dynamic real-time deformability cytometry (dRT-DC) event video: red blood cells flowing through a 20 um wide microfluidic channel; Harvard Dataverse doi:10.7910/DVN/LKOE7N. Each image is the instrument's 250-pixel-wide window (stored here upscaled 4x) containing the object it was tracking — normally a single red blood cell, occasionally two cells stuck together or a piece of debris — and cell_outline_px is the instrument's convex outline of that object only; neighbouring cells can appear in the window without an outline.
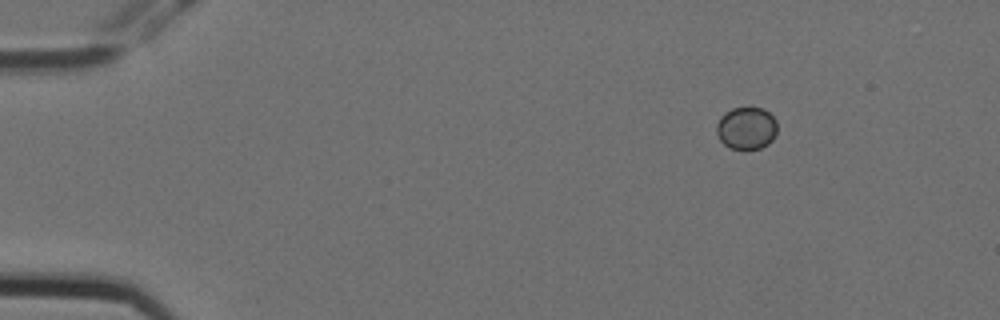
{"species": "Egyptian fruit bat (a non-hibernating species)", "species_latin": "Rousettus aegyptiacus", "temperature_condition": "cold", "stored_images_in_passage": 5, "camera_frame_rate_fps": 3000, "um_per_image_px": 0.085, "animal": {"sex": "female"}, "frame": {"image": 1, "passage_image": 1, "time_ms": 0.0, "image_size_px": [1000, 320], "cell_outline_px": [[776, 132], [772, 140], [768, 144], [760, 148], [744, 152], [732, 148], [724, 144], [720, 140], [716, 132], [716, 124], [720, 116], [724, 112], [732, 108], [764, 108], [776, 120]], "centroid_in_image_um": [63.42, 10.92], "position_along_channel_um": 21.6, "area_um2": 15.32}}
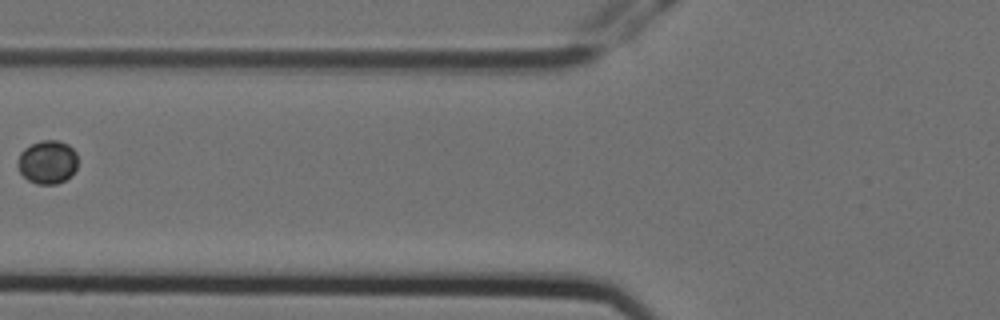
{"frame": {"image": 2, "passage_image": 4, "time_ms": 1.0, "image_size_px": [1000, 320], "cell_outline_px": [[76, 168], [72, 176], [56, 184], [36, 184], [28, 180], [20, 172], [16, 164], [20, 152], [24, 148], [40, 140], [56, 140], [68, 144], [76, 152]], "centroid_in_image_um": [4.02, 13.77], "position_along_channel_um": 121.8, "area_um2": 15.32}}
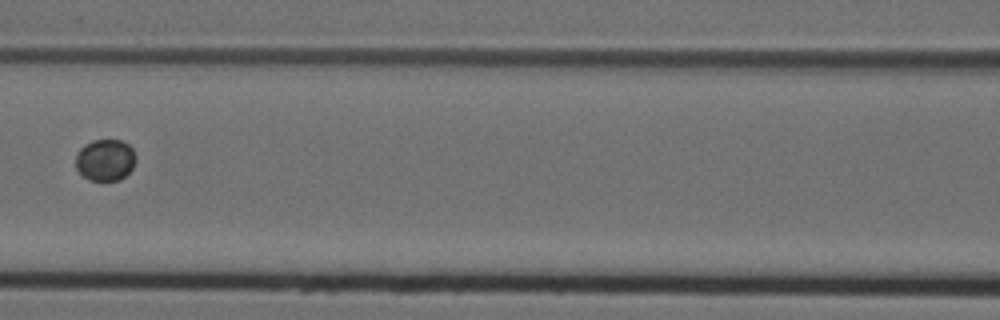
{"frame": {"image": 3, "passage_image": 5, "time_ms": 1.333, "image_size_px": [1000, 320], "cell_outline_px": [[136, 160], [132, 168], [120, 180], [88, 180], [76, 168], [76, 152], [84, 144], [92, 140], [120, 140], [128, 144], [132, 148], [136, 156]], "centroid_in_image_um": [8.94, 13.58], "position_along_channel_um": 157.7, "area_um2": 14.62}}